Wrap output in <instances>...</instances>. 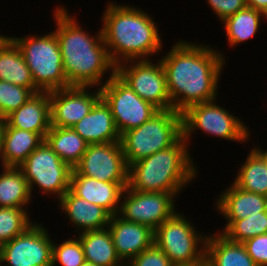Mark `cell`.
<instances>
[{
  "label": "cell",
  "instance_id": "31",
  "mask_svg": "<svg viewBox=\"0 0 267 266\" xmlns=\"http://www.w3.org/2000/svg\"><path fill=\"white\" fill-rule=\"evenodd\" d=\"M267 233V211L259 212L241 220H234L222 234L229 240L244 243L257 235Z\"/></svg>",
  "mask_w": 267,
  "mask_h": 266
},
{
  "label": "cell",
  "instance_id": "12",
  "mask_svg": "<svg viewBox=\"0 0 267 266\" xmlns=\"http://www.w3.org/2000/svg\"><path fill=\"white\" fill-rule=\"evenodd\" d=\"M43 222H35L0 246V266H52L54 239Z\"/></svg>",
  "mask_w": 267,
  "mask_h": 266
},
{
  "label": "cell",
  "instance_id": "20",
  "mask_svg": "<svg viewBox=\"0 0 267 266\" xmlns=\"http://www.w3.org/2000/svg\"><path fill=\"white\" fill-rule=\"evenodd\" d=\"M2 127L39 133L45 139L51 127L49 92L34 94L25 104L2 120Z\"/></svg>",
  "mask_w": 267,
  "mask_h": 266
},
{
  "label": "cell",
  "instance_id": "2",
  "mask_svg": "<svg viewBox=\"0 0 267 266\" xmlns=\"http://www.w3.org/2000/svg\"><path fill=\"white\" fill-rule=\"evenodd\" d=\"M69 11L67 6L57 4L52 14L67 82L70 86L101 88L116 73L102 28L94 35Z\"/></svg>",
  "mask_w": 267,
  "mask_h": 266
},
{
  "label": "cell",
  "instance_id": "5",
  "mask_svg": "<svg viewBox=\"0 0 267 266\" xmlns=\"http://www.w3.org/2000/svg\"><path fill=\"white\" fill-rule=\"evenodd\" d=\"M183 136L182 113L159 110L141 126L120 135L128 167L143 158L173 146Z\"/></svg>",
  "mask_w": 267,
  "mask_h": 266
},
{
  "label": "cell",
  "instance_id": "29",
  "mask_svg": "<svg viewBox=\"0 0 267 266\" xmlns=\"http://www.w3.org/2000/svg\"><path fill=\"white\" fill-rule=\"evenodd\" d=\"M0 170V207L30 208L33 198L23 172L18 167Z\"/></svg>",
  "mask_w": 267,
  "mask_h": 266
},
{
  "label": "cell",
  "instance_id": "41",
  "mask_svg": "<svg viewBox=\"0 0 267 266\" xmlns=\"http://www.w3.org/2000/svg\"><path fill=\"white\" fill-rule=\"evenodd\" d=\"M265 159H266V161H267V148H266V150H265Z\"/></svg>",
  "mask_w": 267,
  "mask_h": 266
},
{
  "label": "cell",
  "instance_id": "39",
  "mask_svg": "<svg viewBox=\"0 0 267 266\" xmlns=\"http://www.w3.org/2000/svg\"><path fill=\"white\" fill-rule=\"evenodd\" d=\"M1 33V32H0ZM9 35H6L5 34H0V45L4 42V40L8 37Z\"/></svg>",
  "mask_w": 267,
  "mask_h": 266
},
{
  "label": "cell",
  "instance_id": "30",
  "mask_svg": "<svg viewBox=\"0 0 267 266\" xmlns=\"http://www.w3.org/2000/svg\"><path fill=\"white\" fill-rule=\"evenodd\" d=\"M29 212L28 208L0 207V246L20 235L35 222Z\"/></svg>",
  "mask_w": 267,
  "mask_h": 266
},
{
  "label": "cell",
  "instance_id": "27",
  "mask_svg": "<svg viewBox=\"0 0 267 266\" xmlns=\"http://www.w3.org/2000/svg\"><path fill=\"white\" fill-rule=\"evenodd\" d=\"M45 139L14 127H2V150L6 167H19Z\"/></svg>",
  "mask_w": 267,
  "mask_h": 266
},
{
  "label": "cell",
  "instance_id": "23",
  "mask_svg": "<svg viewBox=\"0 0 267 266\" xmlns=\"http://www.w3.org/2000/svg\"><path fill=\"white\" fill-rule=\"evenodd\" d=\"M247 154L245 161L237 168L238 171L232 183L240 189L267 196L265 149L255 144Z\"/></svg>",
  "mask_w": 267,
  "mask_h": 266
},
{
  "label": "cell",
  "instance_id": "28",
  "mask_svg": "<svg viewBox=\"0 0 267 266\" xmlns=\"http://www.w3.org/2000/svg\"><path fill=\"white\" fill-rule=\"evenodd\" d=\"M45 141L72 169L79 163L89 145L73 128L56 126L50 127Z\"/></svg>",
  "mask_w": 267,
  "mask_h": 266
},
{
  "label": "cell",
  "instance_id": "36",
  "mask_svg": "<svg viewBox=\"0 0 267 266\" xmlns=\"http://www.w3.org/2000/svg\"><path fill=\"white\" fill-rule=\"evenodd\" d=\"M206 2L220 22L247 6L245 0H206Z\"/></svg>",
  "mask_w": 267,
  "mask_h": 266
},
{
  "label": "cell",
  "instance_id": "7",
  "mask_svg": "<svg viewBox=\"0 0 267 266\" xmlns=\"http://www.w3.org/2000/svg\"><path fill=\"white\" fill-rule=\"evenodd\" d=\"M218 102L216 98L192 105L182 112L183 138L190 149L193 137H195L192 135L198 133L199 130L209 137H219L230 143L237 142L246 145L251 139L253 140L252 130L244 123L242 116L239 118Z\"/></svg>",
  "mask_w": 267,
  "mask_h": 266
},
{
  "label": "cell",
  "instance_id": "15",
  "mask_svg": "<svg viewBox=\"0 0 267 266\" xmlns=\"http://www.w3.org/2000/svg\"><path fill=\"white\" fill-rule=\"evenodd\" d=\"M100 98L98 87L70 86L50 91L51 126L72 128Z\"/></svg>",
  "mask_w": 267,
  "mask_h": 266
},
{
  "label": "cell",
  "instance_id": "22",
  "mask_svg": "<svg viewBox=\"0 0 267 266\" xmlns=\"http://www.w3.org/2000/svg\"><path fill=\"white\" fill-rule=\"evenodd\" d=\"M205 266H257L243 243L229 240L221 232H209Z\"/></svg>",
  "mask_w": 267,
  "mask_h": 266
},
{
  "label": "cell",
  "instance_id": "14",
  "mask_svg": "<svg viewBox=\"0 0 267 266\" xmlns=\"http://www.w3.org/2000/svg\"><path fill=\"white\" fill-rule=\"evenodd\" d=\"M73 170L105 182H128L129 167L120 142L90 144Z\"/></svg>",
  "mask_w": 267,
  "mask_h": 266
},
{
  "label": "cell",
  "instance_id": "17",
  "mask_svg": "<svg viewBox=\"0 0 267 266\" xmlns=\"http://www.w3.org/2000/svg\"><path fill=\"white\" fill-rule=\"evenodd\" d=\"M108 229L116 253L125 265L154 243V230L143 224L126 221L118 214L110 217Z\"/></svg>",
  "mask_w": 267,
  "mask_h": 266
},
{
  "label": "cell",
  "instance_id": "4",
  "mask_svg": "<svg viewBox=\"0 0 267 266\" xmlns=\"http://www.w3.org/2000/svg\"><path fill=\"white\" fill-rule=\"evenodd\" d=\"M190 150L182 136L173 146L132 163L128 171V187L135 191L182 196L186 186L201 175Z\"/></svg>",
  "mask_w": 267,
  "mask_h": 266
},
{
  "label": "cell",
  "instance_id": "18",
  "mask_svg": "<svg viewBox=\"0 0 267 266\" xmlns=\"http://www.w3.org/2000/svg\"><path fill=\"white\" fill-rule=\"evenodd\" d=\"M128 182H105L72 170L69 189L90 203L101 206L111 216L119 213L121 196Z\"/></svg>",
  "mask_w": 267,
  "mask_h": 266
},
{
  "label": "cell",
  "instance_id": "9",
  "mask_svg": "<svg viewBox=\"0 0 267 266\" xmlns=\"http://www.w3.org/2000/svg\"><path fill=\"white\" fill-rule=\"evenodd\" d=\"M27 179L33 200L34 192L44 198L59 200L69 190L72 168L44 140L18 167ZM35 188H38L35 190ZM48 195V196H47Z\"/></svg>",
  "mask_w": 267,
  "mask_h": 266
},
{
  "label": "cell",
  "instance_id": "16",
  "mask_svg": "<svg viewBox=\"0 0 267 266\" xmlns=\"http://www.w3.org/2000/svg\"><path fill=\"white\" fill-rule=\"evenodd\" d=\"M218 195V196H217ZM213 207L218 215L226 220L223 232L234 220H241L259 212L267 211V196L238 188L233 183L218 194Z\"/></svg>",
  "mask_w": 267,
  "mask_h": 266
},
{
  "label": "cell",
  "instance_id": "10",
  "mask_svg": "<svg viewBox=\"0 0 267 266\" xmlns=\"http://www.w3.org/2000/svg\"><path fill=\"white\" fill-rule=\"evenodd\" d=\"M128 60L116 66V74L143 100L159 110L172 109L161 60Z\"/></svg>",
  "mask_w": 267,
  "mask_h": 266
},
{
  "label": "cell",
  "instance_id": "38",
  "mask_svg": "<svg viewBox=\"0 0 267 266\" xmlns=\"http://www.w3.org/2000/svg\"><path fill=\"white\" fill-rule=\"evenodd\" d=\"M0 168H5V163L3 159V150H2V120H0Z\"/></svg>",
  "mask_w": 267,
  "mask_h": 266
},
{
  "label": "cell",
  "instance_id": "13",
  "mask_svg": "<svg viewBox=\"0 0 267 266\" xmlns=\"http://www.w3.org/2000/svg\"><path fill=\"white\" fill-rule=\"evenodd\" d=\"M176 194L166 192H141L124 189L118 215L126 221L146 225L152 230L171 217L178 208Z\"/></svg>",
  "mask_w": 267,
  "mask_h": 266
},
{
  "label": "cell",
  "instance_id": "34",
  "mask_svg": "<svg viewBox=\"0 0 267 266\" xmlns=\"http://www.w3.org/2000/svg\"><path fill=\"white\" fill-rule=\"evenodd\" d=\"M126 266H173L165 253L153 243L133 258Z\"/></svg>",
  "mask_w": 267,
  "mask_h": 266
},
{
  "label": "cell",
  "instance_id": "32",
  "mask_svg": "<svg viewBox=\"0 0 267 266\" xmlns=\"http://www.w3.org/2000/svg\"><path fill=\"white\" fill-rule=\"evenodd\" d=\"M73 236L59 243L53 241L52 266H81L85 262L82 244L76 235Z\"/></svg>",
  "mask_w": 267,
  "mask_h": 266
},
{
  "label": "cell",
  "instance_id": "25",
  "mask_svg": "<svg viewBox=\"0 0 267 266\" xmlns=\"http://www.w3.org/2000/svg\"><path fill=\"white\" fill-rule=\"evenodd\" d=\"M76 236L82 244L85 262L97 266H126L116 253L108 227L84 231Z\"/></svg>",
  "mask_w": 267,
  "mask_h": 266
},
{
  "label": "cell",
  "instance_id": "19",
  "mask_svg": "<svg viewBox=\"0 0 267 266\" xmlns=\"http://www.w3.org/2000/svg\"><path fill=\"white\" fill-rule=\"evenodd\" d=\"M59 209L73 227L74 235L108 227L111 215L101 206L76 196L70 189L57 201ZM69 219V220H68Z\"/></svg>",
  "mask_w": 267,
  "mask_h": 266
},
{
  "label": "cell",
  "instance_id": "21",
  "mask_svg": "<svg viewBox=\"0 0 267 266\" xmlns=\"http://www.w3.org/2000/svg\"><path fill=\"white\" fill-rule=\"evenodd\" d=\"M89 145L120 142L110 106L101 97L91 111L72 127Z\"/></svg>",
  "mask_w": 267,
  "mask_h": 266
},
{
  "label": "cell",
  "instance_id": "6",
  "mask_svg": "<svg viewBox=\"0 0 267 266\" xmlns=\"http://www.w3.org/2000/svg\"><path fill=\"white\" fill-rule=\"evenodd\" d=\"M9 37L20 48L35 86L41 92L70 87L63 68L62 56L54 30L44 35Z\"/></svg>",
  "mask_w": 267,
  "mask_h": 266
},
{
  "label": "cell",
  "instance_id": "11",
  "mask_svg": "<svg viewBox=\"0 0 267 266\" xmlns=\"http://www.w3.org/2000/svg\"><path fill=\"white\" fill-rule=\"evenodd\" d=\"M120 135L141 126L159 109L140 98L116 73L100 88Z\"/></svg>",
  "mask_w": 267,
  "mask_h": 266
},
{
  "label": "cell",
  "instance_id": "37",
  "mask_svg": "<svg viewBox=\"0 0 267 266\" xmlns=\"http://www.w3.org/2000/svg\"><path fill=\"white\" fill-rule=\"evenodd\" d=\"M248 7H252L267 16V0H245Z\"/></svg>",
  "mask_w": 267,
  "mask_h": 266
},
{
  "label": "cell",
  "instance_id": "26",
  "mask_svg": "<svg viewBox=\"0 0 267 266\" xmlns=\"http://www.w3.org/2000/svg\"><path fill=\"white\" fill-rule=\"evenodd\" d=\"M263 22H265L264 24L267 23V16L265 14L246 6L235 14L225 18L219 24H222L221 26L224 27L227 44L232 48L253 40L256 34L262 29L260 25Z\"/></svg>",
  "mask_w": 267,
  "mask_h": 266
},
{
  "label": "cell",
  "instance_id": "1",
  "mask_svg": "<svg viewBox=\"0 0 267 266\" xmlns=\"http://www.w3.org/2000/svg\"><path fill=\"white\" fill-rule=\"evenodd\" d=\"M214 47L178 39L160 54L173 110L182 113L192 105L219 98L220 76L228 61Z\"/></svg>",
  "mask_w": 267,
  "mask_h": 266
},
{
  "label": "cell",
  "instance_id": "24",
  "mask_svg": "<svg viewBox=\"0 0 267 266\" xmlns=\"http://www.w3.org/2000/svg\"><path fill=\"white\" fill-rule=\"evenodd\" d=\"M0 81L41 92L34 84L30 69L16 43L8 36L0 45Z\"/></svg>",
  "mask_w": 267,
  "mask_h": 266
},
{
  "label": "cell",
  "instance_id": "40",
  "mask_svg": "<svg viewBox=\"0 0 267 266\" xmlns=\"http://www.w3.org/2000/svg\"><path fill=\"white\" fill-rule=\"evenodd\" d=\"M81 266H97L93 263L84 262Z\"/></svg>",
  "mask_w": 267,
  "mask_h": 266
},
{
  "label": "cell",
  "instance_id": "8",
  "mask_svg": "<svg viewBox=\"0 0 267 266\" xmlns=\"http://www.w3.org/2000/svg\"><path fill=\"white\" fill-rule=\"evenodd\" d=\"M176 211L154 230V243L173 266H205L208 234L198 231L192 219Z\"/></svg>",
  "mask_w": 267,
  "mask_h": 266
},
{
  "label": "cell",
  "instance_id": "35",
  "mask_svg": "<svg viewBox=\"0 0 267 266\" xmlns=\"http://www.w3.org/2000/svg\"><path fill=\"white\" fill-rule=\"evenodd\" d=\"M243 244L257 266H267V233L250 238Z\"/></svg>",
  "mask_w": 267,
  "mask_h": 266
},
{
  "label": "cell",
  "instance_id": "3",
  "mask_svg": "<svg viewBox=\"0 0 267 266\" xmlns=\"http://www.w3.org/2000/svg\"><path fill=\"white\" fill-rule=\"evenodd\" d=\"M104 5L100 24L104 43L117 66L128 60L152 59L163 52L164 35L146 9L110 0Z\"/></svg>",
  "mask_w": 267,
  "mask_h": 266
},
{
  "label": "cell",
  "instance_id": "33",
  "mask_svg": "<svg viewBox=\"0 0 267 266\" xmlns=\"http://www.w3.org/2000/svg\"><path fill=\"white\" fill-rule=\"evenodd\" d=\"M34 94L29 88L0 81V120L25 104Z\"/></svg>",
  "mask_w": 267,
  "mask_h": 266
}]
</instances>
